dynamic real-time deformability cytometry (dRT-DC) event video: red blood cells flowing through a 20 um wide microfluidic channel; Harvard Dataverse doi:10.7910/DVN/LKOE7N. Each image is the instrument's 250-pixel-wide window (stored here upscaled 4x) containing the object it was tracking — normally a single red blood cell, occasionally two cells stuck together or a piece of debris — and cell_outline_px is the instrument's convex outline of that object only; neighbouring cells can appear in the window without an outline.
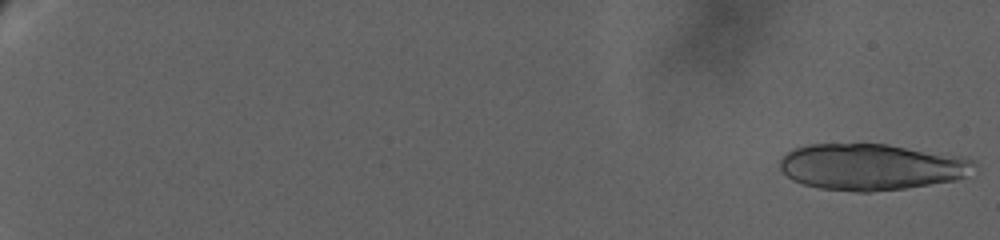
{"species": "human", "species_latin": "Homo sapiens", "temperature_condition": "warm", "stored_images_in_passage": 25, "camera_frame_rate_fps": 3000, "um_per_image_px": 0.085, "donor": {"sex": "female"}, "frame": {"image": 1, "passage_image": 1, "time_ms": 0.0, "image_size_px": [1000, 240], "cell_outline_px": [[976, 164], [964, 176], [956, 180], [904, 188], [868, 192], [856, 192], [820, 188], [804, 184], [792, 180], [780, 168], [780, 156], [784, 152], [792, 148], [808, 144], [888, 144], [960, 156], [972, 160]], "centroid_in_image_um": [73.99, 14.17], "position_along_channel_um": 11.0, "area_um2": 52.37}}